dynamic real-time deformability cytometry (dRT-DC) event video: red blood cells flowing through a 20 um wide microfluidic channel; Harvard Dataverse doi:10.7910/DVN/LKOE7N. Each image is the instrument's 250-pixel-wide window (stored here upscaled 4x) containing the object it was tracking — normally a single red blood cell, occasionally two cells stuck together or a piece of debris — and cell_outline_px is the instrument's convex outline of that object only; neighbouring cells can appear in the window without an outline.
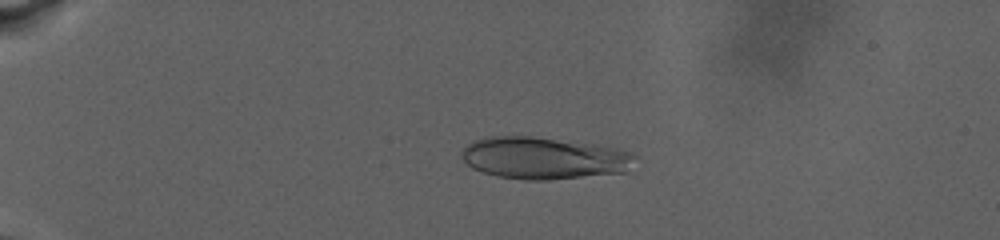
{"species": "human", "species_latin": "Homo sapiens", "temperature_condition": "warm", "stored_images_in_passage": 77, "camera_frame_rate_fps": 3000, "um_per_image_px": 0.085, "donor": {"sex": "male"}, "frame": {"image": 1, "passage_image": 14, "time_ms": 4.333, "image_size_px": [1000, 240], "cell_outline_px": [[636, 156], [628, 172], [548, 180], [524, 180], [496, 176], [472, 168], [460, 156], [460, 152], [468, 144], [484, 136], [532, 136], [596, 144], [616, 148], [632, 152]], "centroid_in_image_um": [46.24, 13.43], "position_along_channel_um": 38.8, "area_um2": 42.77}}
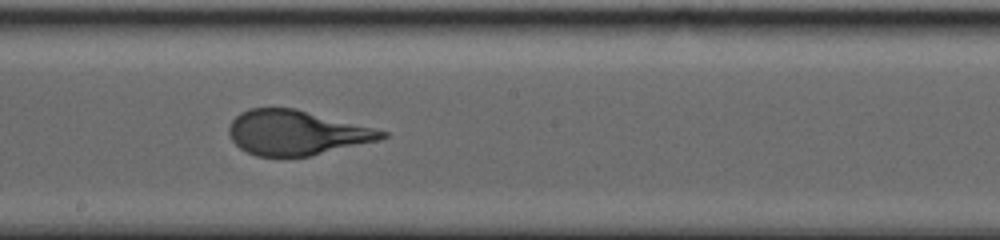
{"frame": {"image": 2, "passage_image": 44, "time_ms": 14.333, "image_size_px": [1000, 240], "cell_outline_px": [[388, 136], [376, 140], [312, 156], [256, 156], [240, 148], [232, 140], [228, 132], [228, 128], [232, 120], [240, 112], [248, 108], [296, 108], [388, 132]], "centroid_in_image_um": [25.15, 11.27], "position_along_channel_um": 223.1, "area_um2": 39.48}}
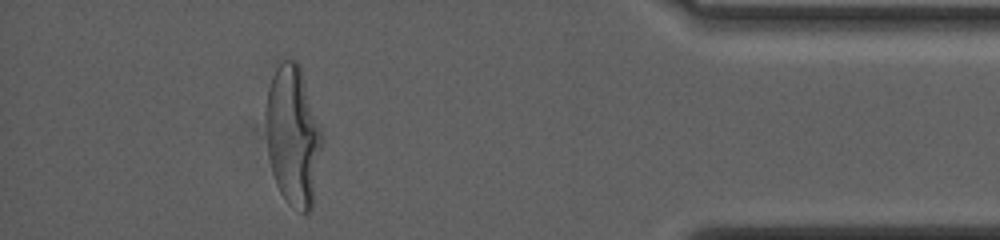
{"frame": {"image": 3, "passage_image": 70, "time_ms": 23.0, "image_size_px": [1000, 240], "cell_outline_px": [[324, 140], [312, 212], [300, 212], [288, 204], [284, 200], [276, 184], [272, 172], [268, 152], [264, 116], [264, 112], [268, 88], [272, 76], [280, 60], [296, 60], [300, 64], [324, 136]], "centroid_in_image_um": [24.92, 11.55], "position_along_channel_um": 410.3, "area_um2": 47.05}, "authors_computed_cell_mechanics": {"area_um2": 41.327, "velocity_mm_per_s": 2.5693, "shape_relaxation_time_tau1_ms": 7.7323, "shape_relaxation_time_tau2_ms": null, "deformation_change_tau1": 0.2786, "deformation_change_tau2": null}}